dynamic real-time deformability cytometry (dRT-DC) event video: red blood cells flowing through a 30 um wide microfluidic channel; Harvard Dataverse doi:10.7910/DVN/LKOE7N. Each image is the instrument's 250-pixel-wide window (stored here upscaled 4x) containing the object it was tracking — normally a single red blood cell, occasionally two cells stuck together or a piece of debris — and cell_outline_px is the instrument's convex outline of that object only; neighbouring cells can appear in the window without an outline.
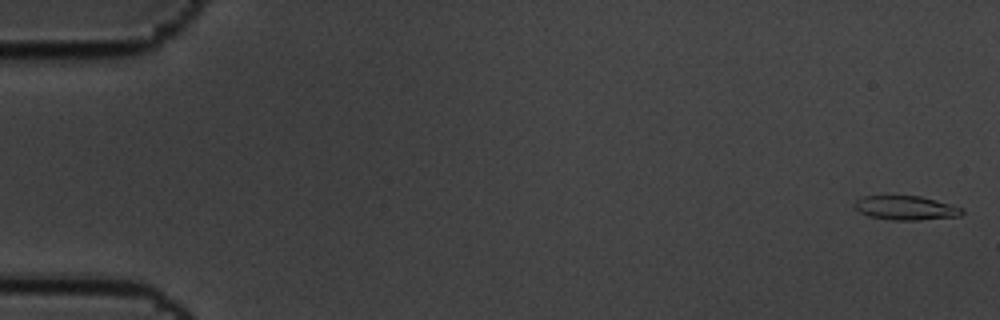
{"species": "common noctule bat (a hibernating species)", "species_latin": "Nyctalus noctula", "temperature_condition": "cold", "stored_images_in_passage": 6, "camera_frame_rate_fps": 3000, "um_per_image_px": 0.085, "animal": {"sex": "male", "body_mass_g": 19.5, "forearm_length_mm": 54.6}, "frame": {"image": 1, "passage_image": 1, "time_ms": 0.0, "image_size_px": [1000, 320], "cell_outline_px": [[964, 212], [960, 216], [920, 220], [892, 220], [868, 216], [860, 212], [852, 204], [856, 200], [864, 196], [920, 196], [964, 208]], "centroid_in_image_um": [77.0, 17.68], "position_along_channel_um": 8.0, "area_um2": 15.09}}
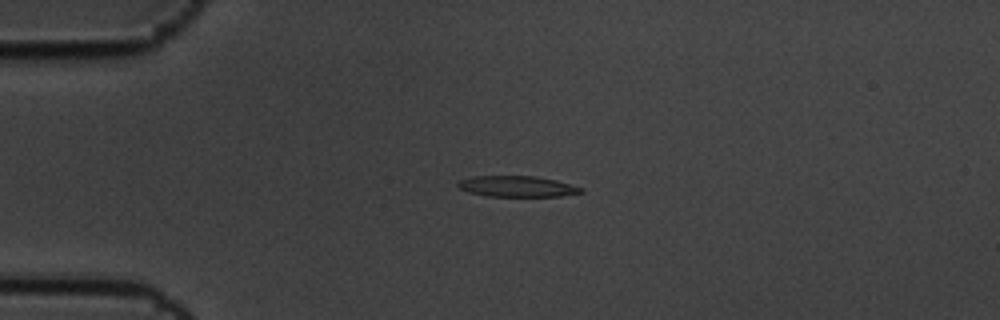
{"frame": {"image": 2, "passage_image": 4, "time_ms": 1.0, "image_size_px": [1000, 320], "cell_outline_px": [[584, 192], [560, 196], [484, 196], [468, 192], [460, 188], [456, 184], [460, 180], [472, 176], [536, 176], [556, 180], [584, 188]], "centroid_in_image_um": [43.95, 15.84], "position_along_channel_um": 41.0, "area_um2": 15.03}}
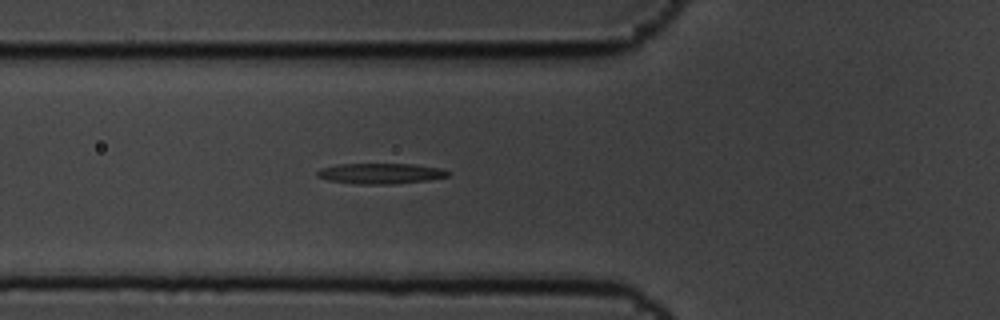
{"frame": {"image": 3, "passage_image": 6, "time_ms": 1.667, "image_size_px": [1000, 320], "cell_outline_px": [[448, 176], [428, 180], [392, 184], [356, 184], [328, 180], [316, 176], [316, 172], [320, 168], [336, 164], [412, 164], [440, 168], [448, 172]], "centroid_in_image_um": [32.28, 14.74], "position_along_channel_um": 93.5, "area_um2": 15.61}}